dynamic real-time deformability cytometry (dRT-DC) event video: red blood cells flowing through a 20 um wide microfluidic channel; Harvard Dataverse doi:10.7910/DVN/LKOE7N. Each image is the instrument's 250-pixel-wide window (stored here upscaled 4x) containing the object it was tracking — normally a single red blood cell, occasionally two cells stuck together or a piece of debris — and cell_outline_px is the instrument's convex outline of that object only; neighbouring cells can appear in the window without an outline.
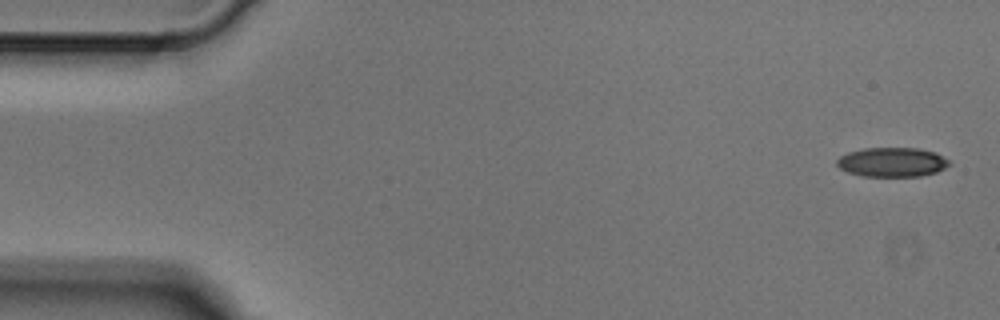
{"species": "Egyptian fruit bat (a non-hibernating species)", "species_latin": "Rousettus aegyptiacus", "temperature_condition": "cold", "stored_images_in_passage": 3, "segment_of_instrument_passage": [2, 2], "camera_frame_rate_fps": 3000, "um_per_image_px": 0.085, "animal": {"sex": "male"}, "frame": {"image": 1, "passage_image": 3, "time_ms": 0.667, "image_size_px": [1000, 320], "cell_outline_px": [[948, 164], [944, 168], [936, 172], [920, 176], [864, 176], [848, 172], [840, 168], [836, 164], [836, 160], [840, 156], [848, 152], [864, 148], [920, 148], [936, 152], [948, 160]], "centroid_in_image_um": [75.81, 13.77], "position_along_channel_um": 9.2, "area_um2": 19.13}}